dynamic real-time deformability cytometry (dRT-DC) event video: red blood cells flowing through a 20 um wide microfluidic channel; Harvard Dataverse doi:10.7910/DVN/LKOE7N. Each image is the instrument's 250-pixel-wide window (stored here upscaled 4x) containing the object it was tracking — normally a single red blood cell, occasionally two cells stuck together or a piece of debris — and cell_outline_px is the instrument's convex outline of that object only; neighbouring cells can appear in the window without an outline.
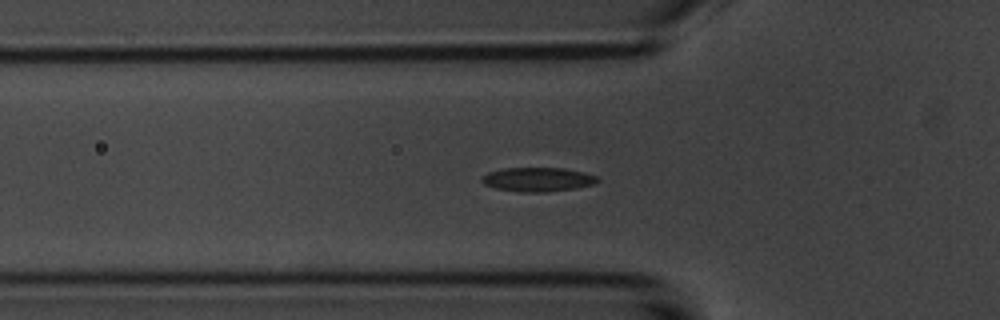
{"species": "common noctule bat (a hibernating species)", "species_latin": "Nyctalus noctula", "temperature_condition": "room temperature", "stored_images_in_passage": 54, "camera_frame_rate_fps": 3000, "um_per_image_px": 0.085, "animal": {"sex": "male", "body_mass_g": 20.1, "forearm_length_mm": 53.5}, "frame": {"image": 1, "passage_image": 17, "time_ms": 5.333, "image_size_px": [1000, 320], "cell_outline_px": [[600, 180], [596, 184], [576, 188], [540, 192], [520, 192], [496, 188], [484, 184], [480, 180], [480, 176], [488, 172], [504, 168], [564, 168], [584, 172], [596, 176]], "centroid_in_image_um": [45.7, 15.25], "position_along_channel_um": 80.1, "area_um2": 16.3}}
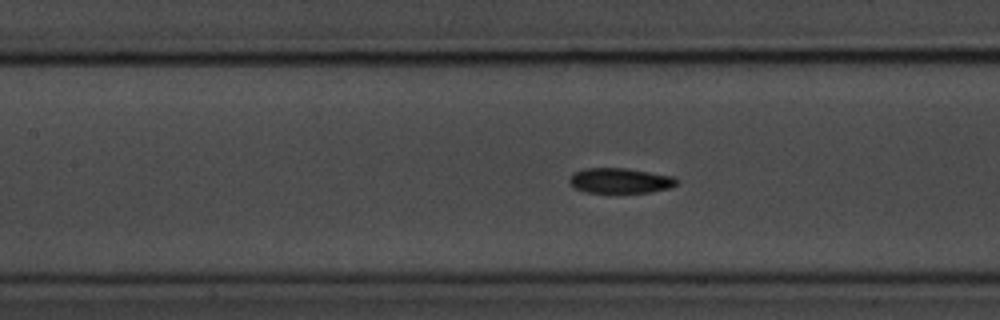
{"frame": {"image": 2, "passage_image": 23, "time_ms": 7.333, "image_size_px": [1000, 320], "cell_outline_px": [[676, 184], [672, 188], [652, 192], [584, 192], [576, 188], [568, 180], [572, 172], [584, 168], [624, 168], [676, 176]], "centroid_in_image_um": [52.72, 15.34], "position_along_channel_um": 154.7, "area_um2": 15.78}}
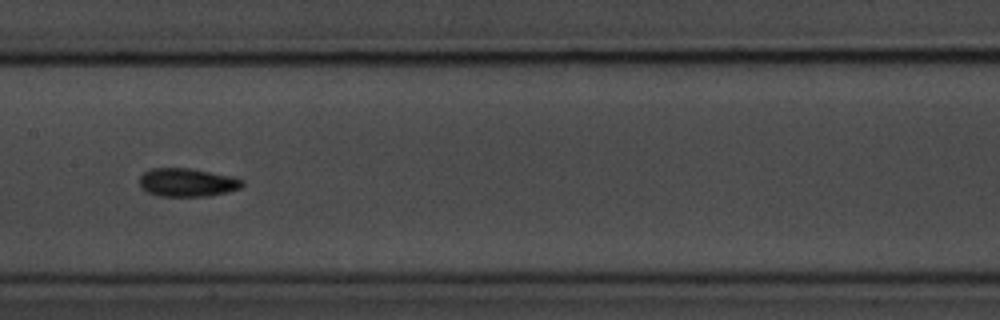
{"frame": {"image": 3, "passage_image": 26, "time_ms": 8.333, "image_size_px": [1000, 320], "cell_outline_px": [[244, 184], [240, 188], [228, 192], [208, 196], [160, 196], [148, 192], [140, 184], [140, 176], [144, 172], [152, 168], [188, 168], [232, 176], [244, 180]], "centroid_in_image_um": [15.95, 15.5], "position_along_channel_um": 191.5, "area_um2": 16.88}, "authors_computed_cell_mechanics": {"area_um2": 15.895, "velocity_mm_per_s": 3.6779, "shape_relaxation_time_tau1_ms": 3.4103, "shape_relaxation_time_tau2_ms": 3.0587, "deformation_change_tau1": 0.1148, "deformation_change_tau2": 0.0836}}